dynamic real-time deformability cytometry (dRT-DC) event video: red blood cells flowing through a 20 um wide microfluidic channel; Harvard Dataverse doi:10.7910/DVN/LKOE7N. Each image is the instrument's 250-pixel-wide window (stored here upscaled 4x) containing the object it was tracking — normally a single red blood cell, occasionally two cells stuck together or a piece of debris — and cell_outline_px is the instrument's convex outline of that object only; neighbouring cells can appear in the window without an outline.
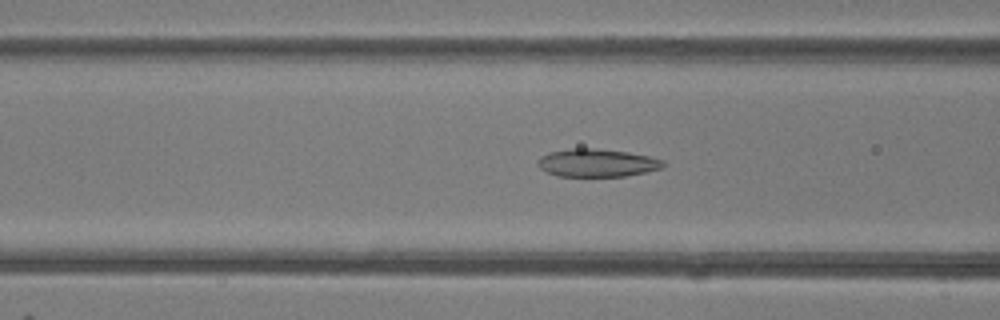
{"species": "common noctule bat (a hibernating species)", "species_latin": "Nyctalus noctula", "temperature_condition": "room temperature", "stored_images_in_passage": 48, "camera_frame_rate_fps": 3000, "um_per_image_px": 0.085, "animal": {"sex": "female"}, "frame": {"image": 1, "passage_image": 18, "time_ms": 5.667, "image_size_px": [1000, 320], "cell_outline_px": [[664, 168], [624, 176], [556, 176], [540, 168], [536, 164], [536, 160], [540, 156], [548, 152], [568, 148], [596, 148], [628, 152], [648, 156], [664, 160]], "centroid_in_image_um": [50.7, 13.83], "position_along_channel_um": 115.9, "area_um2": 20.58}}
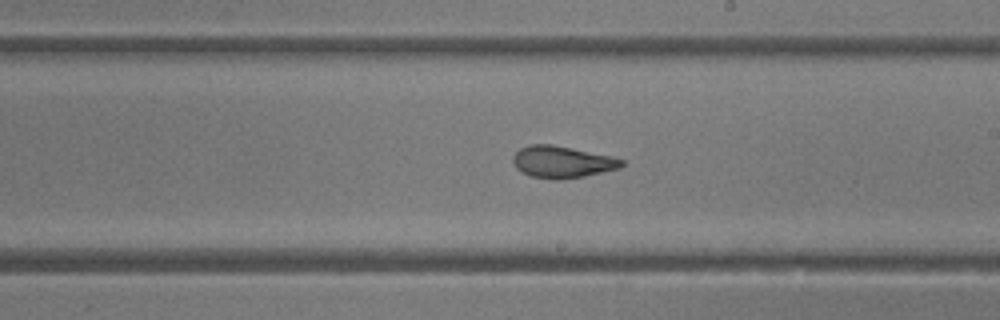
{"frame": {"image": 2, "passage_image": 27, "time_ms": 8.667, "image_size_px": [1000, 320], "cell_outline_px": [[624, 164], [620, 168], [584, 176], [560, 180], [556, 180], [532, 176], [520, 172], [516, 168], [512, 160], [512, 156], [520, 148], [532, 144], [552, 144], [612, 156], [624, 160]], "centroid_in_image_um": [47.77, 13.76], "position_along_channel_um": 241.2, "area_um2": 20.23}}
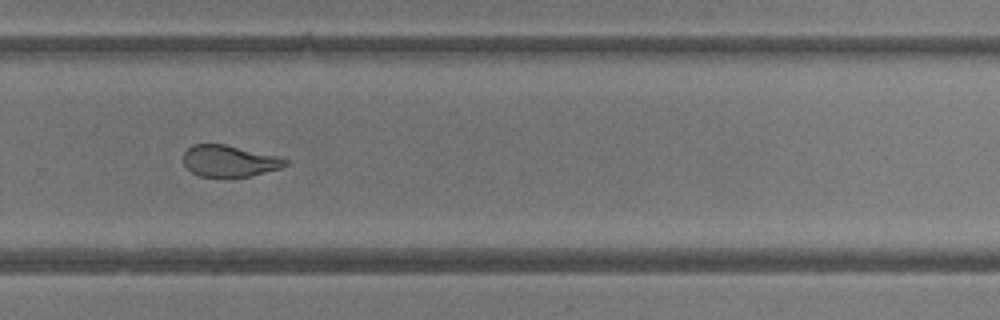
{"frame": {"image": 3, "passage_image": 32, "time_ms": 10.333, "image_size_px": [1000, 320], "cell_outline_px": [[288, 164], [280, 168], [252, 176], [200, 176], [192, 172], [184, 164], [184, 152], [192, 144], [224, 144], [280, 156], [288, 160]], "centroid_in_image_um": [19.52, 13.67], "position_along_channel_um": 310.3, "area_um2": 18.61}, "authors_computed_cell_mechanics": {"area_um2": 21.8484, "velocity_mm_per_s": 4.1705, "shape_relaxation_time_tau1_ms": null, "shape_relaxation_time_tau2_ms": 1.6926, "deformation_change_tau1": null, "deformation_change_tau2": 0.0763}}